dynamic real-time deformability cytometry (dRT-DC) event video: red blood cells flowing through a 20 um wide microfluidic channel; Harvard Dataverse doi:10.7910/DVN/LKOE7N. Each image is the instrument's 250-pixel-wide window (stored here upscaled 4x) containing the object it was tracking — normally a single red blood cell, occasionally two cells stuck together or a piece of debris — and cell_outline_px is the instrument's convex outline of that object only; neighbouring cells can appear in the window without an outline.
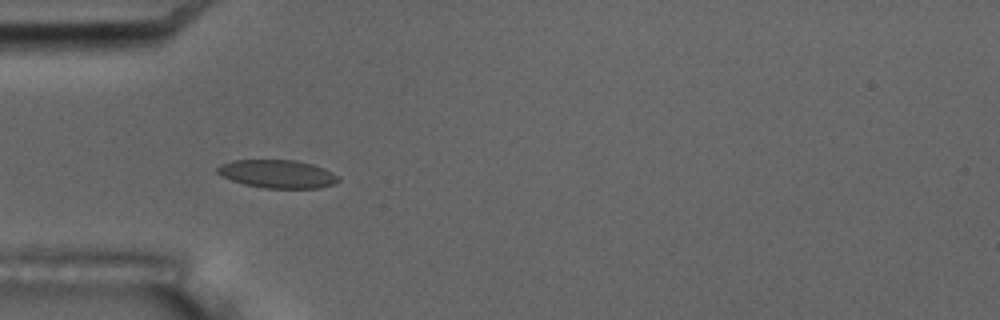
{"species": "common noctule bat (a hibernating species)", "species_latin": "Nyctalus noctula", "temperature_condition": "room temperature", "stored_images_in_passage": 6, "camera_frame_rate_fps": 3000, "um_per_image_px": 0.085, "animal": {"sex": "male", "body_mass_g": 17.5, "forearm_length_mm": 52.3}, "frame": {"image": 1, "passage_image": 5, "time_ms": 5.667, "image_size_px": [1000, 320], "cell_outline_px": [[340, 180], [336, 184], [320, 188], [264, 188], [244, 184], [220, 176], [216, 172], [216, 168], [220, 164], [232, 160], [296, 160], [312, 164], [324, 168], [332, 172]], "centroid_in_image_um": [23.57, 14.78], "position_along_channel_um": 61.4, "area_um2": 20.0}}